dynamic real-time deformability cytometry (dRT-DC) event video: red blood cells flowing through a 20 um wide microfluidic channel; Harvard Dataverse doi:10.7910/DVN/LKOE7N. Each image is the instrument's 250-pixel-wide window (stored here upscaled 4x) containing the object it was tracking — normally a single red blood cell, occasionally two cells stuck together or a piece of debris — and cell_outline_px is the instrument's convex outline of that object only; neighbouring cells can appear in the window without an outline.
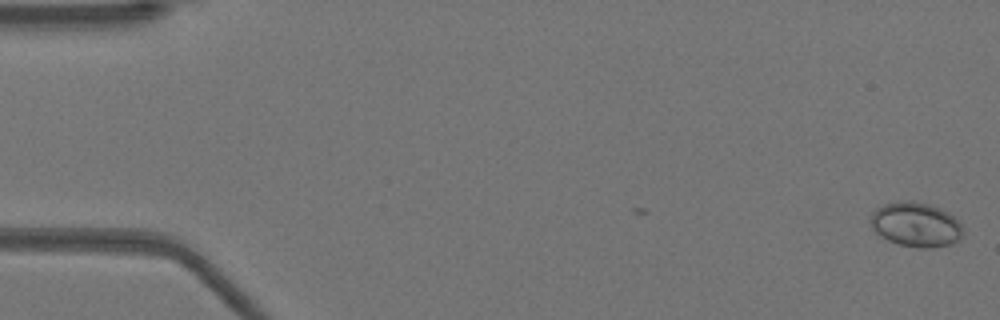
{"species": "Egyptian fruit bat (a non-hibernating species)", "species_latin": "Rousettus aegyptiacus", "temperature_condition": "warm", "stored_images_in_passage": 45, "camera_frame_rate_fps": 3000, "um_per_image_px": 0.085, "animal": {"sex": "female"}, "frame": {"image": 1, "passage_image": 1, "time_ms": 0.0, "image_size_px": [1000, 320], "cell_outline_px": [[964, 232], [960, 240], [952, 244], [932, 248], [916, 248], [900, 244], [888, 240], [880, 236], [872, 228], [872, 212], [876, 208], [884, 204], [908, 200], [928, 204], [940, 208], [948, 212], [960, 224]], "centroid_in_image_um": [77.87, 19.1], "position_along_channel_um": 7.1, "area_um2": 23.93}}
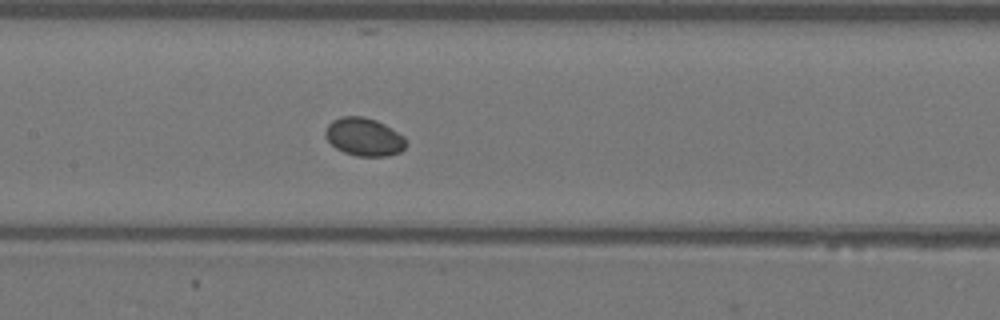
{"frame": {"image": 2, "passage_image": 25, "time_ms": 8.0, "image_size_px": [1000, 320], "cell_outline_px": [[408, 144], [400, 152], [388, 156], [356, 156], [344, 152], [336, 148], [324, 136], [324, 132], [328, 124], [332, 120], [344, 116], [364, 116], [376, 120], [392, 128], [404, 136]], "centroid_in_image_um": [30.96, 11.63], "position_along_channel_um": 176.4, "area_um2": 18.03}}
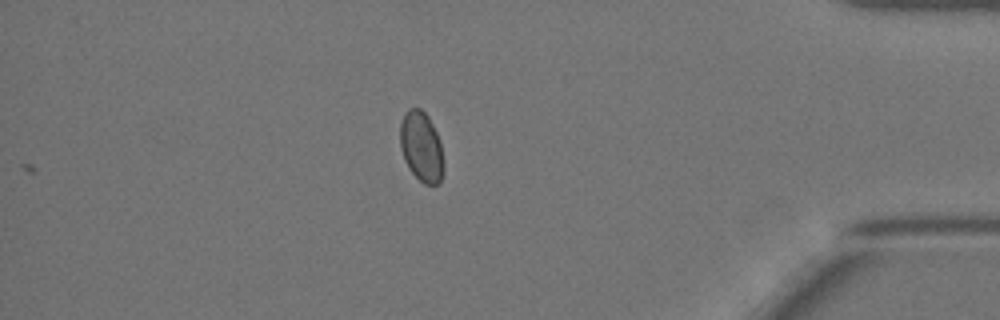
{"frame": {"image": 3, "passage_image": 45, "time_ms": 14.667, "image_size_px": [1000, 320], "cell_outline_px": [[444, 172], [440, 184], [424, 184], [408, 168], [404, 160], [400, 148], [400, 124], [404, 112], [408, 108], [420, 108], [428, 116], [436, 132], [440, 144], [444, 160]], "centroid_in_image_um": [35.81, 12.48], "position_along_channel_um": 399.4, "area_um2": 17.98}, "authors_computed_cell_mechanics": {"area_um2": 17.9758, "velocity_mm_per_s": 3.9179, "shape_relaxation_time_tau1_ms": null, "shape_relaxation_time_tau2_ms": 5.8221, "deformation_change_tau1": null, "deformation_change_tau2": 0.0313}}